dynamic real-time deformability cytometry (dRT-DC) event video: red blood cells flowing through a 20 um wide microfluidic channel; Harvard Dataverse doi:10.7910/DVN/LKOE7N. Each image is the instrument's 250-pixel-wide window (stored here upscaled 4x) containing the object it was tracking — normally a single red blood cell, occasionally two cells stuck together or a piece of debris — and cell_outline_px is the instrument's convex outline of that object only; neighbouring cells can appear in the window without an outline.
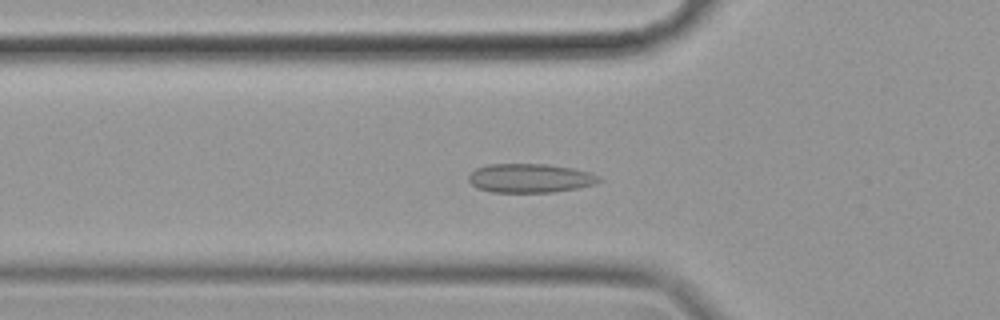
{"species": "common noctule bat (a hibernating species)", "species_latin": "Nyctalus noctula", "temperature_condition": "cold", "stored_images_in_passage": 57, "camera_frame_rate_fps": 3000, "um_per_image_px": 0.085, "animal": {"sex": "female", "body_mass_g": 19.9}, "frame": {"image": 1, "passage_image": 19, "time_ms": 6.0, "image_size_px": [1000, 320], "cell_outline_px": [[604, 180], [596, 184], [576, 188], [552, 192], [492, 192], [476, 188], [468, 180], [468, 176], [476, 168], [488, 164], [548, 164], [572, 168], [588, 172], [600, 176]], "centroid_in_image_um": [45.06, 15.14], "position_along_channel_um": 80.7, "area_um2": 22.08}}
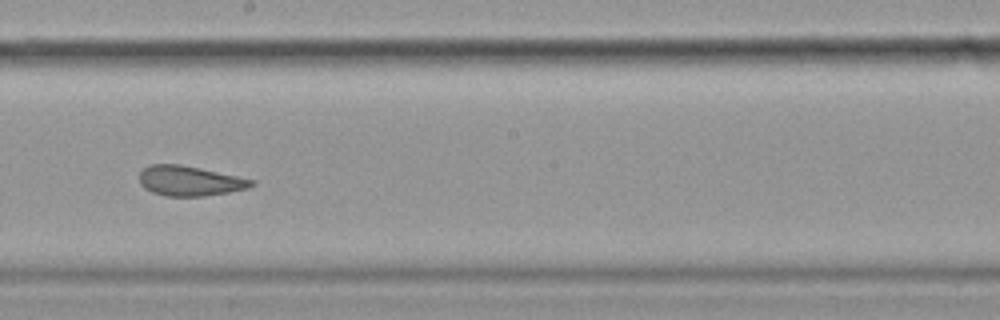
{"frame": {"image": 2, "passage_image": 32, "time_ms": 10.333, "image_size_px": [1000, 320], "cell_outline_px": [[256, 184], [248, 188], [228, 192], [204, 196], [164, 196], [152, 192], [144, 188], [140, 184], [140, 172], [148, 164], [180, 164], [200, 168], [256, 180]], "centroid_in_image_um": [16.12, 15.37], "position_along_channel_um": 232.1, "area_um2": 19.65}}
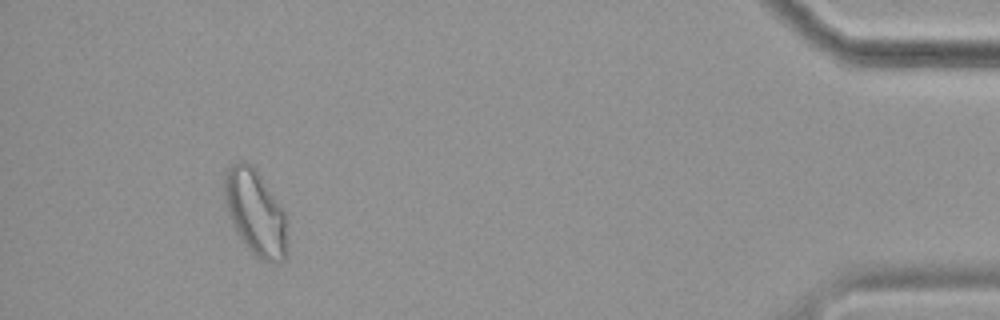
{"frame": {"image": 3, "passage_image": 53, "time_ms": 17.333, "image_size_px": [1000, 320], "cell_outline_px": [[284, 260], [272, 264], [256, 256], [244, 244], [236, 232], [228, 216], [224, 200], [224, 176], [228, 168], [232, 164], [240, 160], [244, 160], [252, 164], [284, 212]], "centroid_in_image_um": [21.63, 18.03], "position_along_channel_um": 413.6, "area_um2": 30.58}, "authors_computed_cell_mechanics": {"area_um2": 22.253, "velocity_mm_per_s": 3.4954, "shape_relaxation_time_tau1_ms": null, "shape_relaxation_time_tau2_ms": 1.699, "deformation_change_tau1": null, "deformation_change_tau2": 0.0566}}